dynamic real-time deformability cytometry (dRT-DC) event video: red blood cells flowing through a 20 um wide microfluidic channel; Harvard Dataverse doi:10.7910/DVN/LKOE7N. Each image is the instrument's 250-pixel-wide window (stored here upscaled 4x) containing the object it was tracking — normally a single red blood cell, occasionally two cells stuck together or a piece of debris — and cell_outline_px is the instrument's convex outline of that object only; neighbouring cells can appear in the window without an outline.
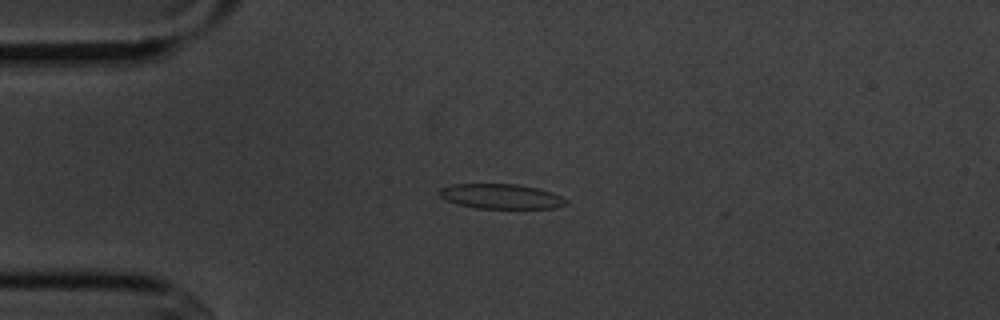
{"species": "common noctule bat (a hibernating species)", "species_latin": "Nyctalus noctula", "temperature_condition": "cold", "stored_images_in_passage": 3, "camera_frame_rate_fps": 3000, "um_per_image_px": 0.085, "animal": {"sex": "male", "body_mass_g": 20.1, "forearm_length_mm": 53.5}, "frame": {"image": 1, "passage_image": 1, "time_ms": 0.0, "image_size_px": [1000, 320], "cell_outline_px": [[568, 204], [556, 208], [476, 208], [456, 204], [440, 196], [440, 188], [452, 184], [516, 184], [540, 188], [552, 192], [568, 200]], "centroid_in_image_um": [42.63, 16.69], "position_along_channel_um": 42.4, "area_um2": 18.38}}
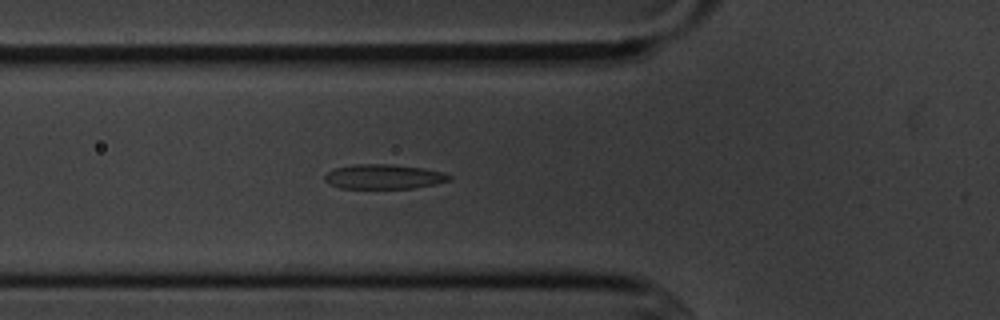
{"frame": {"image": 2, "passage_image": 3, "time_ms": 2.0, "image_size_px": [1000, 320], "cell_outline_px": [[452, 180], [436, 184], [412, 188], [340, 188], [328, 184], [324, 180], [324, 176], [328, 172], [336, 168], [352, 164], [392, 164], [424, 168], [444, 172], [452, 176]], "centroid_in_image_um": [32.64, 15.01], "position_along_channel_um": 93.2, "area_um2": 18.03}}